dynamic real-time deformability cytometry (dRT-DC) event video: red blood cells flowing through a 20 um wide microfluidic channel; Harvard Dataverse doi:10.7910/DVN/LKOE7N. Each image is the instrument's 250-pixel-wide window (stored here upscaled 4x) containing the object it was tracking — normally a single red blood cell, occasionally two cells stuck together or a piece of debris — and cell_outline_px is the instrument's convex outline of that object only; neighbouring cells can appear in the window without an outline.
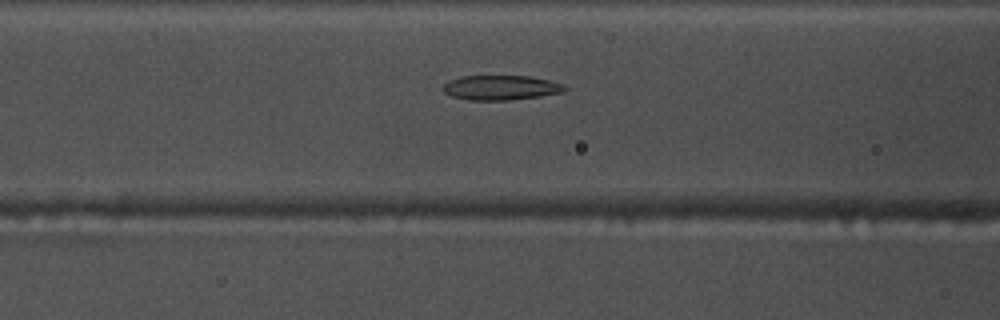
{"species": "common noctule bat (a hibernating species)", "species_latin": "Nyctalus noctula", "temperature_condition": "warm", "stored_images_in_passage": 41, "camera_frame_rate_fps": 3000, "um_per_image_px": 0.085, "animal": {"sex": "male", "body_mass_g": 17.5, "forearm_length_mm": 52.3}, "frame": {"image": 1, "passage_image": 8, "time_ms": 2.333, "image_size_px": [1000, 320], "cell_outline_px": [[568, 88], [560, 92], [540, 96], [508, 100], [468, 100], [452, 96], [444, 92], [444, 84], [448, 80], [460, 76], [528, 76], [548, 80], [564, 84]], "centroid_in_image_um": [42.55, 7.44], "position_along_channel_um": 124.1, "area_um2": 17.4}}
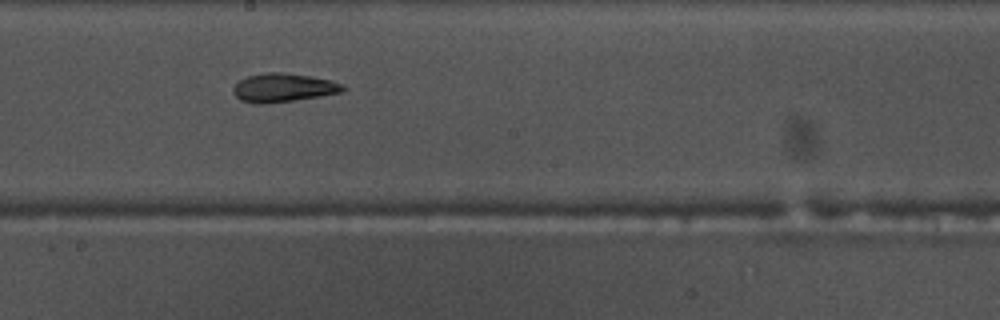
{"frame": {"image": 2, "passage_image": 16, "time_ms": 5.0, "image_size_px": [1000, 320], "cell_outline_px": [[348, 88], [344, 92], [296, 100], [268, 104], [256, 104], [240, 100], [232, 92], [232, 88], [240, 80], [248, 76], [264, 72], [280, 72], [312, 76], [332, 80]], "centroid_in_image_um": [24.09, 7.46], "position_along_channel_um": 224.1, "area_um2": 18.55}}
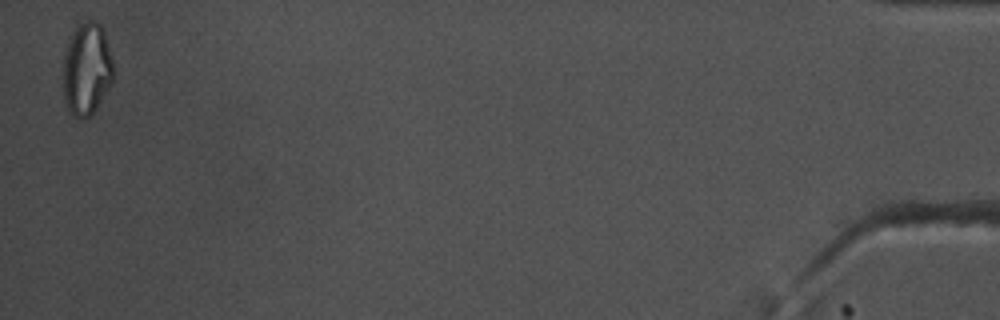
{"frame": {"image": 3, "passage_image": 40, "time_ms": 13.0, "image_size_px": [1000, 320], "cell_outline_px": [[116, 76], [92, 116], [88, 120], [84, 120], [68, 112], [64, 100], [64, 56], [72, 32], [84, 20], [96, 20], [100, 24], [104, 32], [112, 60]], "centroid_in_image_um": [7.4, 5.92], "position_along_channel_um": 427.8, "area_um2": 27.4}, "authors_computed_cell_mechanics": {"area_um2": 18.5538, "velocity_mm_per_s": 3.7642, "shape_relaxation_time_tau1_ms": null, "shape_relaxation_time_tau2_ms": 4.8425, "deformation_change_tau1": null, "deformation_change_tau2": 0.1191}}